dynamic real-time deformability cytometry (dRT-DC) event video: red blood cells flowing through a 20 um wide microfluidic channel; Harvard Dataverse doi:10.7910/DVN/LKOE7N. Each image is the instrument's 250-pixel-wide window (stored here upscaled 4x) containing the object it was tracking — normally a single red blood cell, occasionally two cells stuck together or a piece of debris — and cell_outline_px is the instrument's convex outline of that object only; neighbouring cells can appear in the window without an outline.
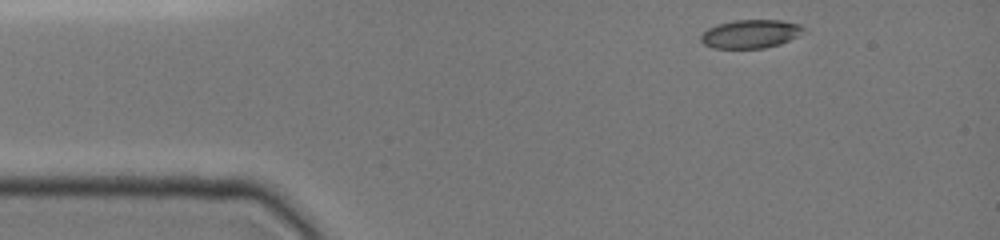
{"species": "common noctule bat (a hibernating species)", "species_latin": "Nyctalus noctula", "temperature_condition": "cold", "stored_images_in_passage": 37, "camera_frame_rate_fps": 3000, "um_per_image_px": 0.085, "animal": {"sex": "female", "body_mass_g": 19.0, "forearm_length_mm": 51.5}, "frame": {"image": 1, "passage_image": 1, "time_ms": 0.0, "image_size_px": [1000, 240], "cell_outline_px": [[808, 32], [780, 44], [764, 48], [712, 48], [704, 44], [700, 40], [700, 36], [708, 28], [716, 24], [736, 20], [780, 20], [800, 24]], "centroid_in_image_um": [63.83, 2.88], "position_along_channel_um": 21.2, "area_um2": 17.22}}
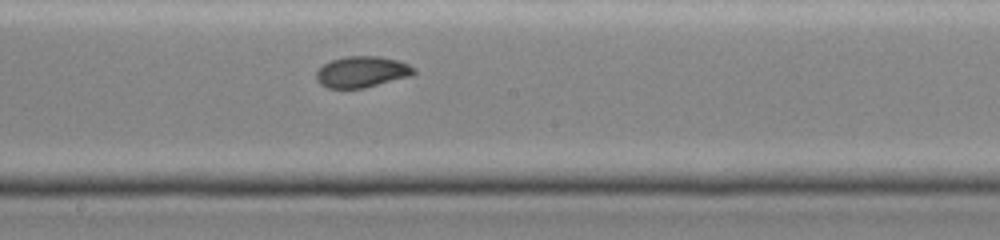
{"frame": {"image": 2, "passage_image": 21, "time_ms": 6.667, "image_size_px": [1000, 240], "cell_outline_px": [[416, 72], [412, 76], [364, 88], [328, 88], [320, 84], [316, 80], [316, 72], [324, 64], [332, 60], [344, 56], [380, 56], [396, 60], [408, 64], [416, 68]], "centroid_in_image_um": [30.78, 6.11], "position_along_channel_um": 217.4, "area_um2": 17.8}}
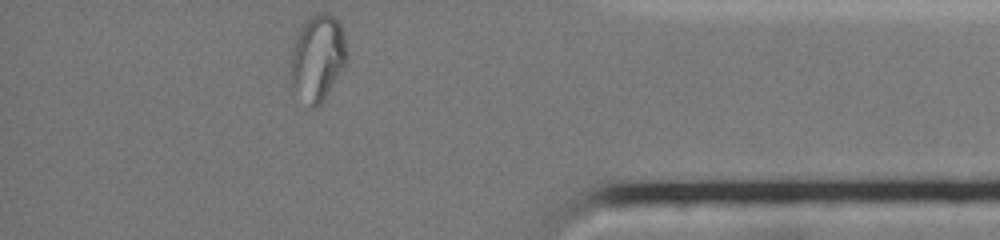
{"frame": {"image": 3, "passage_image": 37, "time_ms": 12.0, "image_size_px": [1000, 240], "cell_outline_px": [[348, 60], [324, 100], [320, 104], [312, 108], [292, 88], [292, 44], [296, 32], [300, 24], [308, 16], [316, 12], [328, 12], [336, 16], [344, 32], [348, 56]], "centroid_in_image_um": [27.02, 4.82], "position_along_channel_um": 408.2, "area_um2": 28.73}}